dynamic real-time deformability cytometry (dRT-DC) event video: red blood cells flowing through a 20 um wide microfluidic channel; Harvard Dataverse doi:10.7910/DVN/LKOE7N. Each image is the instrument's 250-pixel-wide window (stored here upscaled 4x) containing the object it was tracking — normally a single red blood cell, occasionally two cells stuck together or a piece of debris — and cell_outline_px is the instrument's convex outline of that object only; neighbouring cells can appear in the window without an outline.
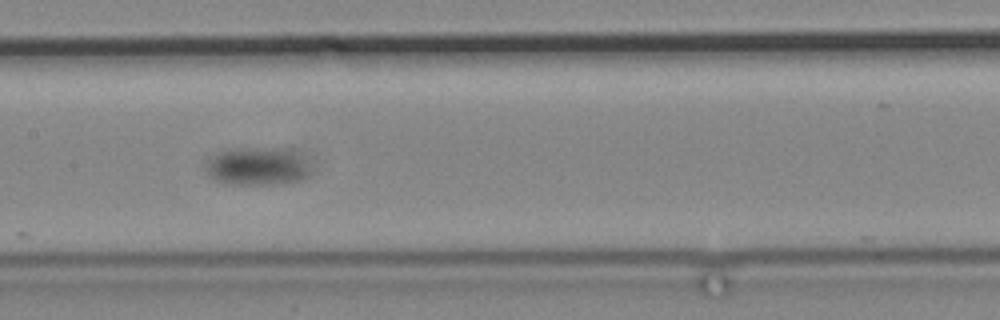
{"species": "common noctule bat (a hibernating species)", "species_latin": "Nyctalus noctula", "temperature_condition": "cold", "stored_images_in_passage": 19, "camera_frame_rate_fps": 3000, "um_per_image_px": 0.085, "animal": {"sex": "male", "body_mass_g": 19.2, "forearm_length_mm": 51.8}, "frame": {"image": 1, "passage_image": 15, "time_ms": 17.0, "image_size_px": [1000, 320], "cell_outline_px": [[308, 176], [296, 180], [280, 184], [232, 184], [216, 180], [208, 176], [204, 168], [204, 160], [208, 156], [224, 148], [292, 148], [304, 160], [308, 168]], "centroid_in_image_um": [21.75, 14.1], "position_along_channel_um": 185.7, "area_um2": 23.64}}
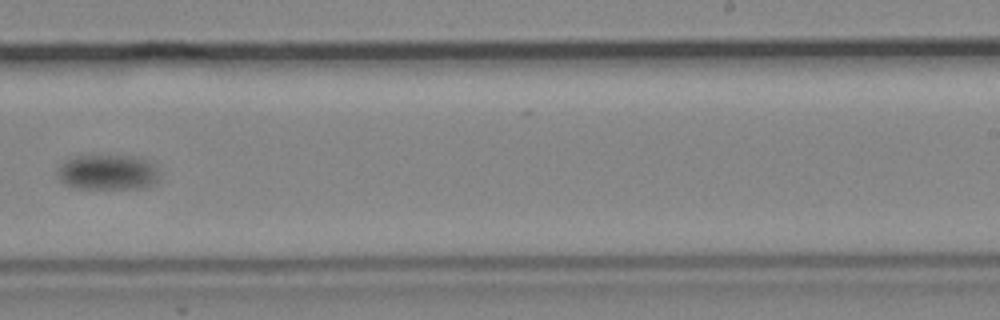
{"frame": {"image": 2, "passage_image": 18, "time_ms": 20.667, "image_size_px": [1000, 320], "cell_outline_px": [[156, 184], [136, 188], [76, 188], [60, 180], [56, 172], [60, 164], [72, 156], [140, 156], [156, 164]], "centroid_in_image_um": [9.15, 14.62], "position_along_channel_um": 279.9, "area_um2": 20.87}}